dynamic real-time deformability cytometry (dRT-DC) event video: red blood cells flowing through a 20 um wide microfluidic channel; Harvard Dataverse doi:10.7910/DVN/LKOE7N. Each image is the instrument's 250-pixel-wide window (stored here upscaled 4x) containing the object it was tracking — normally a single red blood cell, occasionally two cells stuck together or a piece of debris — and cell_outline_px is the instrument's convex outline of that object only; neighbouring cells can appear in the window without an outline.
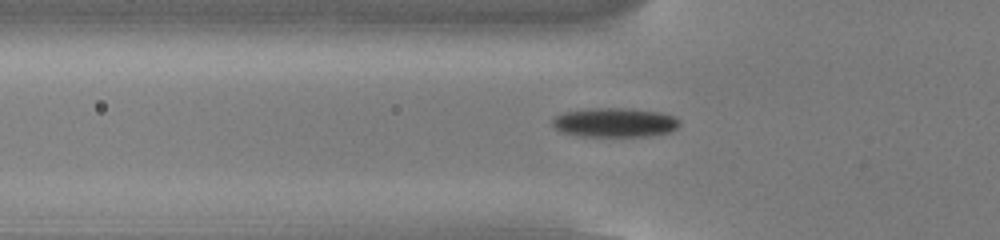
{"species": "common noctule bat (a hibernating species)", "species_latin": "Nyctalus noctula", "temperature_condition": "cold", "stored_images_in_passage": 45, "camera_frame_rate_fps": 3000, "um_per_image_px": 0.085, "animal": {"sex": "male", "body_mass_g": 13.0, "forearm_length_mm": 53.1}, "frame": {"image": 1, "passage_image": 10, "time_ms": 3.0, "image_size_px": [1000, 240], "cell_outline_px": [[680, 124], [676, 128], [668, 132], [648, 136], [584, 136], [560, 132], [552, 124], [552, 120], [556, 116], [564, 112], [592, 108], [632, 108], [660, 112], [676, 116], [680, 120]], "centroid_in_image_um": [52.28, 10.4], "position_along_channel_um": 73.5, "area_um2": 21.73}}
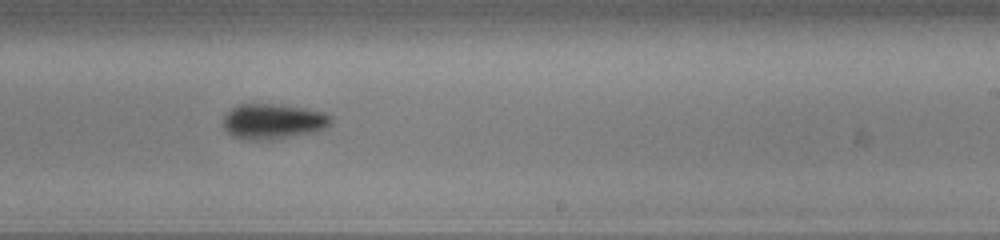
{"frame": {"image": 2, "passage_image": 25, "time_ms": 8.0, "image_size_px": [1000, 240], "cell_outline_px": [[332, 124], [320, 132], [280, 140], [248, 140], [232, 136], [220, 124], [224, 116], [236, 104], [272, 104], [304, 108], [324, 112], [332, 116]], "centroid_in_image_um": [23.25, 10.35], "position_along_channel_um": 265.8, "area_um2": 22.95}}
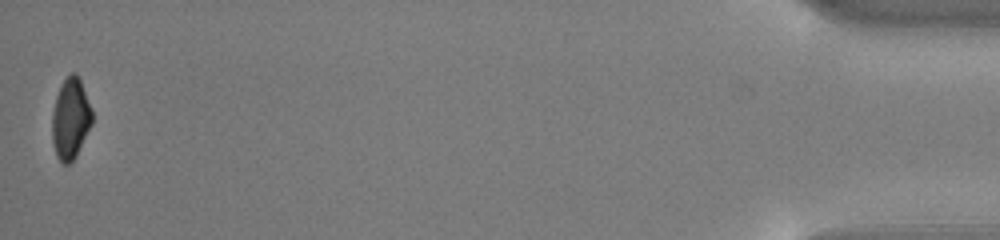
{"frame": {"image": 3, "passage_image": 45, "time_ms": 14.667, "image_size_px": [1000, 240], "cell_outline_px": [[92, 124], [76, 156], [68, 164], [64, 164], [56, 156], [52, 144], [52, 112], [56, 96], [64, 80], [72, 72], [76, 72], [80, 80], [92, 108]], "centroid_in_image_um": [5.99, 10.1], "position_along_channel_um": 429.2, "area_um2": 18.84}, "authors_computed_cell_mechanics": {"area_um2": 20.9236, "velocity_mm_per_s": 3.8486, "shape_relaxation_time_tau1_ms": 1.5948, "shape_relaxation_time_tau2_ms": null, "deformation_change_tau1": 0.104, "deformation_change_tau2": null}}